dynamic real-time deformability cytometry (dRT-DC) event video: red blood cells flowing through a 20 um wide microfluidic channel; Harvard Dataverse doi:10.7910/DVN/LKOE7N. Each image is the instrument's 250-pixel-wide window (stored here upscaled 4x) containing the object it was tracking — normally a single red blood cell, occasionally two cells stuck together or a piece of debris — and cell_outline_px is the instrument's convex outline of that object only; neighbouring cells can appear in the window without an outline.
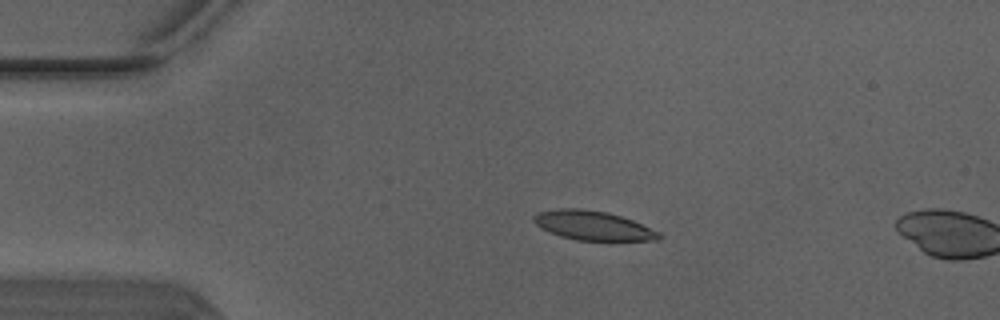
{"species": "Egyptian fruit bat (a non-hibernating species)", "species_latin": "Rousettus aegyptiacus", "temperature_condition": "warm", "stored_images_in_passage": 4, "camera_frame_rate_fps": 3000, "um_per_image_px": 0.085, "animal": {"sex": "male"}, "frame": {"image": 1, "passage_image": 3, "time_ms": 0.667, "image_size_px": [1000, 320], "cell_outline_px": [[664, 236], [660, 240], [576, 240], [560, 236], [540, 228], [532, 220], [532, 216], [536, 212], [560, 208], [580, 208], [608, 212], [632, 220], [660, 232]], "centroid_in_image_um": [50.38, 19.16], "position_along_channel_um": 34.6, "area_um2": 21.44}}